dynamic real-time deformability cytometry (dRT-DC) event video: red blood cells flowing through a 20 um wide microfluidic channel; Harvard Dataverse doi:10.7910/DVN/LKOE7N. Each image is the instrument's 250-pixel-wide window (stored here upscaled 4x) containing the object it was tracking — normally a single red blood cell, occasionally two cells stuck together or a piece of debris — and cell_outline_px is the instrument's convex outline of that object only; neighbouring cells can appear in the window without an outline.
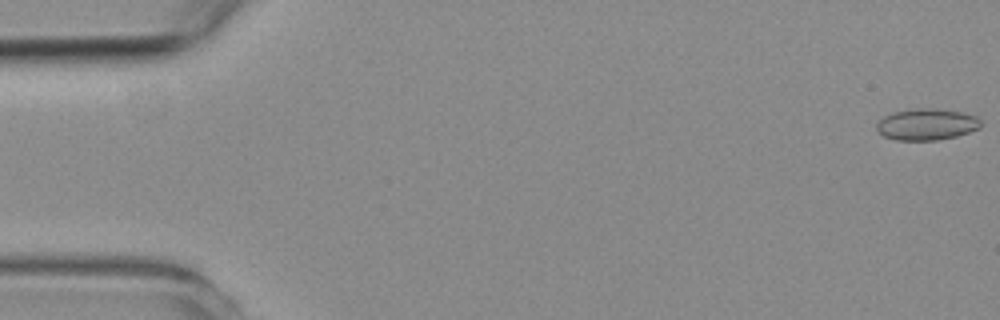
{"species": "common noctule bat (a hibernating species)", "species_latin": "Nyctalus noctula", "temperature_condition": "room temperature", "stored_images_in_passage": 13, "camera_frame_rate_fps": 3000, "um_per_image_px": 0.085, "animal": {"sex": "female", "body_mass_g": 19.3, "forearm_length_mm": 54.1}, "frame": {"image": 1, "passage_image": 1, "time_ms": 0.0, "image_size_px": [1000, 320], "cell_outline_px": [[980, 128], [956, 136], [936, 140], [896, 140], [884, 136], [876, 128], [876, 124], [884, 116], [896, 112], [916, 108], [936, 108], [964, 112], [976, 116], [980, 120]], "centroid_in_image_um": [78.78, 10.56], "position_along_channel_um": 6.2, "area_um2": 19.02}}